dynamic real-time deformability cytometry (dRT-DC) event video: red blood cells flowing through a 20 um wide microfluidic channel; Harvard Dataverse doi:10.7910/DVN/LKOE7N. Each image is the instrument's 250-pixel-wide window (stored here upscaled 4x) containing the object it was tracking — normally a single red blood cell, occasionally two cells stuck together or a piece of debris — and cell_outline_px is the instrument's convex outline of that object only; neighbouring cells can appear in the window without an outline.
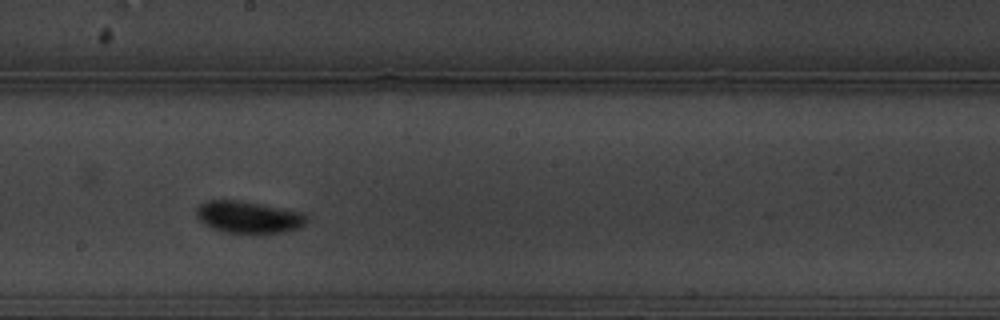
{"species": "common noctule bat (a hibernating species)", "species_latin": "Nyctalus noctula", "temperature_condition": "warm", "stored_images_in_passage": 48, "camera_frame_rate_fps": 3000, "um_per_image_px": 0.085, "animal": {"sex": "male", "body_mass_g": 19.5, "forearm_length_mm": 54.6}, "frame": {"image": 1, "passage_image": 21, "time_ms": 6.667, "image_size_px": [1000, 320], "cell_outline_px": [[308, 220], [300, 228], [288, 232], [224, 232], [212, 228], [204, 224], [196, 216], [196, 208], [200, 204], [208, 200], [240, 200], [304, 212], [308, 216]], "centroid_in_image_um": [21.15, 18.44], "position_along_channel_um": 227.1, "area_um2": 20.58}, "authors_computed_cell_mechanics": {"area_um2": 19.363, "velocity_mm_per_s": 3.3095, "shape_relaxation_time_tau1_ms": 2.5878, "shape_relaxation_time_tau2_ms": null, "deformation_change_tau1": 0.1229, "deformation_change_tau2": null}}